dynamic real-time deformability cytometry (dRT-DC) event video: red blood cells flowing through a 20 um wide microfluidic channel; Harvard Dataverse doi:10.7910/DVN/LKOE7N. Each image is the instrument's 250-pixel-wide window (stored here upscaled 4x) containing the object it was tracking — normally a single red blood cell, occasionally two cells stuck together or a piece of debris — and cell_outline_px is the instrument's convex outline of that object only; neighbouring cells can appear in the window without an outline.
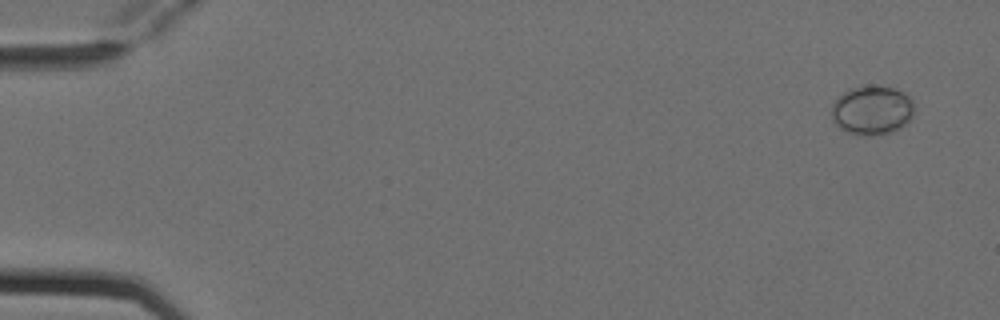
{"species": "Egyptian fruit bat (a non-hibernating species)", "species_latin": "Rousettus aegyptiacus", "temperature_condition": "cold", "stored_images_in_passage": 6, "camera_frame_rate_fps": 3000, "um_per_image_px": 0.085, "animal": {"sex": "female"}, "frame": {"image": 1, "passage_image": 1, "time_ms": 0.0, "image_size_px": [1000, 320], "cell_outline_px": [[912, 116], [904, 124], [892, 132], [880, 136], [864, 136], [848, 132], [840, 128], [832, 120], [832, 104], [848, 88], [872, 84], [896, 88], [904, 92], [912, 100]], "centroid_in_image_um": [74.11, 9.36], "position_along_channel_um": 10.9, "area_um2": 23.87}}
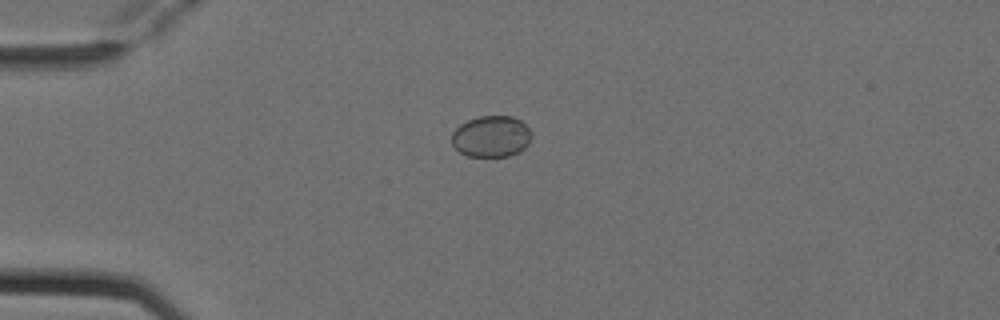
{"frame": {"image": 2, "passage_image": 4, "time_ms": 1.0, "image_size_px": [1000, 320], "cell_outline_px": [[532, 136], [528, 144], [520, 152], [508, 156], [468, 156], [460, 152], [452, 144], [452, 132], [460, 124], [468, 120], [480, 116], [512, 116], [520, 120], [532, 132]], "centroid_in_image_um": [41.77, 11.6], "position_along_channel_um": 43.2, "area_um2": 19.25}}
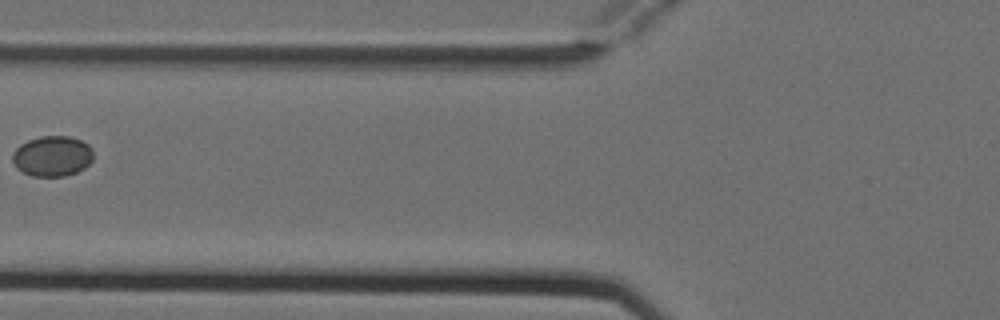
{"frame": {"image": 3, "passage_image": 6, "time_ms": 1.667, "image_size_px": [1000, 320], "cell_outline_px": [[92, 160], [84, 168], [76, 172], [64, 176], [32, 176], [16, 168], [12, 160], [12, 152], [20, 144], [28, 140], [40, 136], [68, 136], [80, 140], [88, 144], [92, 148]], "centroid_in_image_um": [4.42, 13.26], "position_along_channel_um": 121.4, "area_um2": 19.07}}